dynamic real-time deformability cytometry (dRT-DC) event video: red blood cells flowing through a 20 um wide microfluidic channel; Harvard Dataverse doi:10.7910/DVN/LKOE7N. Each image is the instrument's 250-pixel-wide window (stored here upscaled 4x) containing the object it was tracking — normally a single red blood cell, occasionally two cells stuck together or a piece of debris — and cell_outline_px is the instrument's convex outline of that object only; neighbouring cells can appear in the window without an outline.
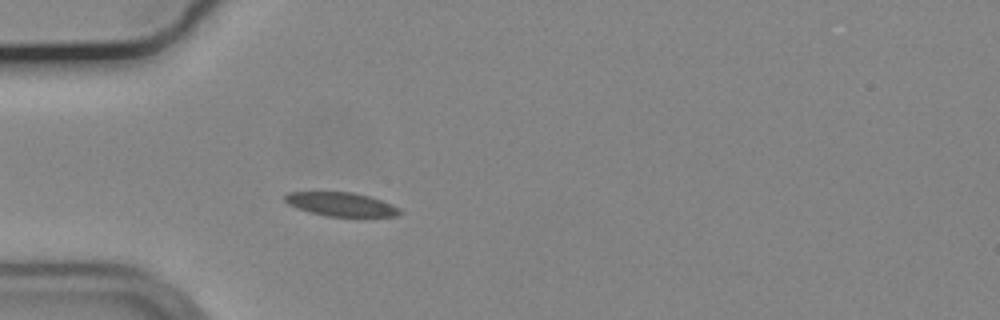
{"species": "common noctule bat (a hibernating species)", "species_latin": "Nyctalus noctula", "temperature_condition": "cold", "stored_images_in_passage": 44, "camera_frame_rate_fps": 3000, "um_per_image_px": 0.085, "animal": {"sex": "male", "body_mass_g": 19.2, "forearm_length_mm": 51.8}, "frame": {"image": 1, "passage_image": 7, "time_ms": 2.0, "image_size_px": [1000, 320], "cell_outline_px": [[400, 212], [396, 216], [324, 216], [308, 212], [296, 208], [288, 204], [284, 200], [284, 196], [288, 192], [352, 192], [368, 196], [392, 204], [400, 208]], "centroid_in_image_um": [28.94, 17.36], "position_along_channel_um": 56.1, "area_um2": 15.84}, "authors_computed_cell_mechanics": {"area_um2": 16.9643, "velocity_mm_per_s": 3.6251, "shape_relaxation_time_tau1_ms": 3.9263, "shape_relaxation_time_tau2_ms": null, "deformation_change_tau1": 0.0769, "deformation_change_tau2": null}}